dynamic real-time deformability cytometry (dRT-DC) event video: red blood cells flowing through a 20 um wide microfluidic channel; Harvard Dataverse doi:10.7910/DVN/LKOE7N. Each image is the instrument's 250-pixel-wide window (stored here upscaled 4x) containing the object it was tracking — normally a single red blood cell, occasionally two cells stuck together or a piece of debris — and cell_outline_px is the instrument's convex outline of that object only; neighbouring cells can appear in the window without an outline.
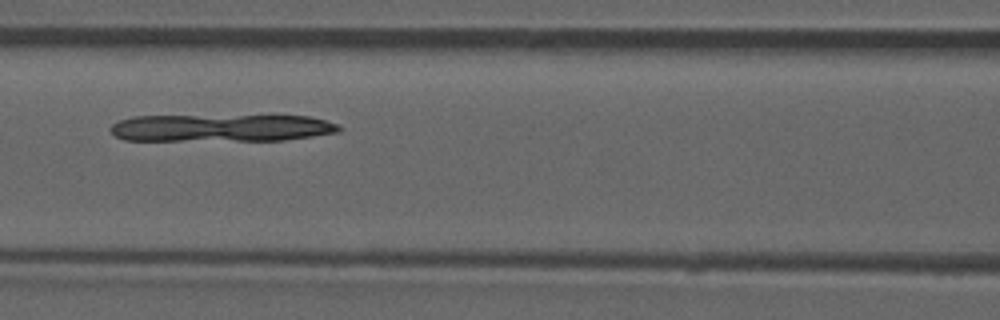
{"species": "common noctule bat (a hibernating species)", "species_latin": "Nyctalus noctula", "temperature_condition": "room temperature", "stored_images_in_passage": 6, "camera_frame_rate_fps": 3000, "um_per_image_px": 0.085, "animal": {"sex": "male", "forearm_length_mm": 52.5}, "frame": {"image": 1, "passage_image": 3, "time_ms": 2.667, "image_size_px": [1000, 320], "cell_outline_px": [[344, 128], [340, 132], [284, 140], [124, 140], [116, 136], [108, 128], [112, 124], [120, 120], [132, 116], [308, 116], [324, 120], [336, 124]], "centroid_in_image_um": [18.8, 10.87], "position_along_channel_um": 147.8, "area_um2": 36.3}}